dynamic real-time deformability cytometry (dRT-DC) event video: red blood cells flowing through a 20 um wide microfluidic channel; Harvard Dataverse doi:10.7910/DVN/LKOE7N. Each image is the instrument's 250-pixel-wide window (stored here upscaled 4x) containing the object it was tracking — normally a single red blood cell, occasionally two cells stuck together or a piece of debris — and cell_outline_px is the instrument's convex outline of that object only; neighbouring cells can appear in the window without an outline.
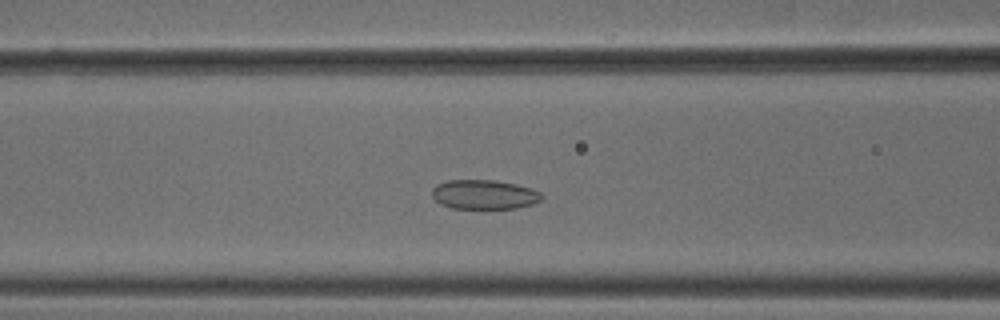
{"species": "common noctule bat (a hibernating species)", "species_latin": "Nyctalus noctula", "temperature_condition": "cold", "stored_images_in_passage": 47, "camera_frame_rate_fps": 3000, "um_per_image_px": 0.085, "animal": {"sex": "male", "body_mass_g": 18.8}, "frame": {"image": 1, "passage_image": 16, "time_ms": 5.0, "image_size_px": [1000, 320], "cell_outline_px": [[544, 196], [540, 200], [532, 204], [516, 208], [452, 208], [440, 204], [432, 196], [432, 188], [436, 184], [448, 180], [496, 180], [516, 184], [532, 188], [540, 192]], "centroid_in_image_um": [41.15, 16.52], "position_along_channel_um": 125.5, "area_um2": 18.84}}
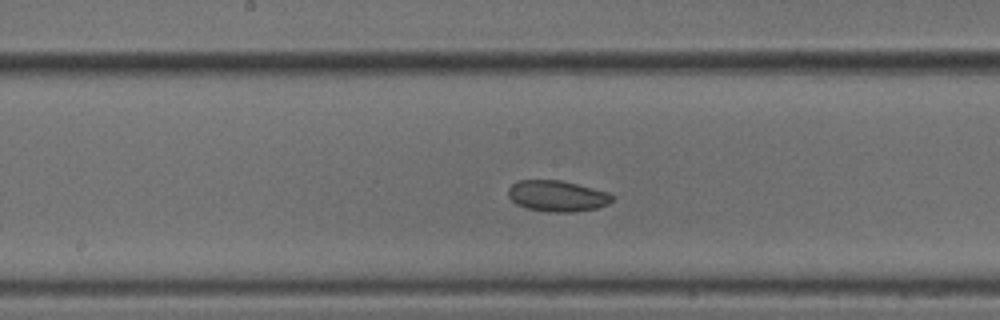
{"frame": {"image": 2, "passage_image": 22, "time_ms": 7.0, "image_size_px": [1000, 320], "cell_outline_px": [[612, 200], [608, 204], [596, 208], [572, 212], [548, 212], [524, 208], [516, 204], [508, 196], [508, 188], [516, 180], [560, 180], [608, 192], [612, 196]], "centroid_in_image_um": [47.31, 16.66], "position_along_channel_um": 200.9, "area_um2": 18.79}}
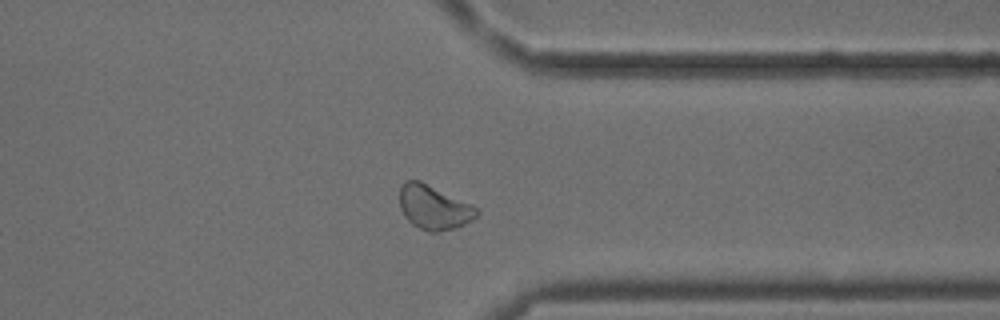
{"frame": {"image": 3, "passage_image": 36, "time_ms": 11.667, "image_size_px": [1000, 320], "cell_outline_px": [[480, 212], [472, 220], [464, 224], [452, 228], [436, 232], [428, 232], [412, 224], [404, 216], [400, 208], [400, 184], [404, 180], [420, 180], [472, 204], [480, 208]], "centroid_in_image_um": [36.87, 17.6], "position_along_channel_um": 374.5, "area_um2": 20.0}, "authors_computed_cell_mechanics": {"area_um2": 19.5364, "velocity_mm_per_s": 3.7643, "shape_relaxation_time_tau1_ms": null, "shape_relaxation_time_tau2_ms": 6.5844, "deformation_change_tau1": null, "deformation_change_tau2": 0.0889}}